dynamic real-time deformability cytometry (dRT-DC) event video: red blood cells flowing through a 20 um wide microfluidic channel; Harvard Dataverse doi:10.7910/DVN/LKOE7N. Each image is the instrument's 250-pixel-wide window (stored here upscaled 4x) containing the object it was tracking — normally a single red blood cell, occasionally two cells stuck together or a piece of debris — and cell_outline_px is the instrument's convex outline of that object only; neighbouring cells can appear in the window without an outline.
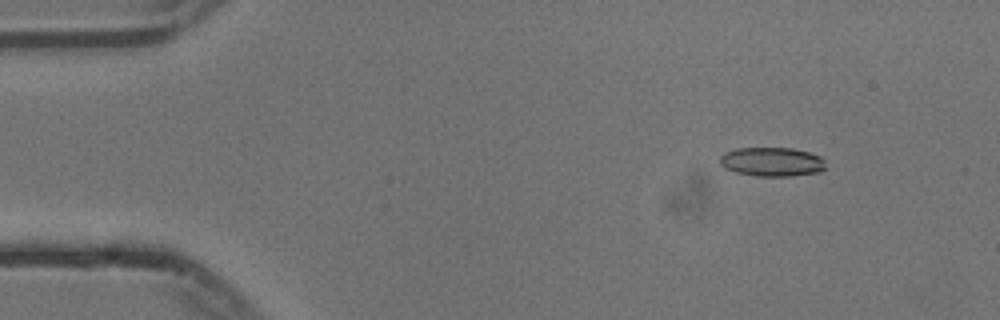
{"species": "common noctule bat (a hibernating species)", "species_latin": "Nyctalus noctula", "temperature_condition": "cold", "stored_images_in_passage": 51, "camera_frame_rate_fps": 3000, "um_per_image_px": 0.085, "animal": {"sex": "male", "body_mass_g": 13.3}, "frame": {"image": 1, "passage_image": 6, "time_ms": 1.667, "image_size_px": [1000, 320], "cell_outline_px": [[824, 168], [820, 172], [792, 176], [756, 176], [736, 172], [724, 168], [720, 164], [720, 156], [724, 152], [736, 148], [792, 148], [808, 152], [820, 156], [824, 160]], "centroid_in_image_um": [65.59, 13.75], "position_along_channel_um": 19.4, "area_um2": 17.98}}
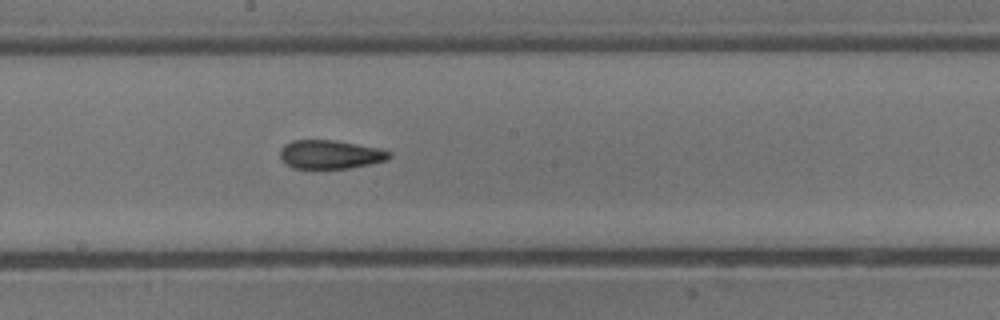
{"frame": {"image": 2, "passage_image": 29, "time_ms": 9.333, "image_size_px": [1000, 320], "cell_outline_px": [[392, 156], [388, 160], [348, 168], [292, 168], [280, 156], [280, 148], [284, 144], [292, 140], [332, 140], [380, 148], [388, 152]], "centroid_in_image_um": [28.06, 13.12], "position_along_channel_um": 220.1, "area_um2": 18.03}}
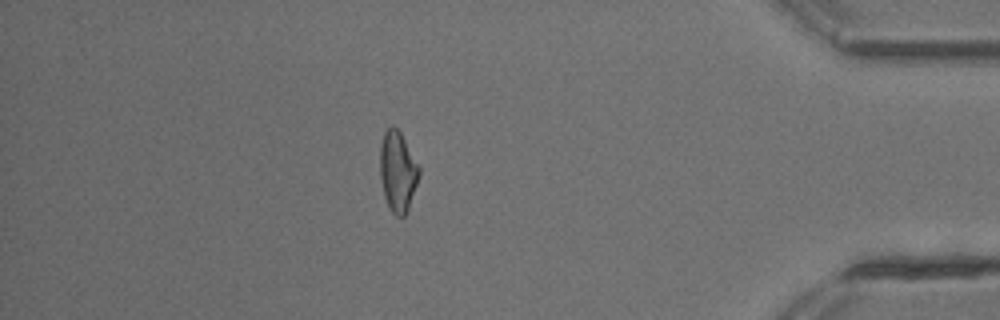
{"frame": {"image": 3, "passage_image": 47, "time_ms": 15.333, "image_size_px": [1000, 320], "cell_outline_px": [[420, 176], [408, 208], [404, 216], [396, 216], [392, 212], [384, 196], [380, 176], [380, 144], [384, 132], [392, 124], [400, 132], [420, 168]], "centroid_in_image_um": [33.8, 14.56], "position_along_channel_um": 401.4, "area_um2": 18.15}, "authors_computed_cell_mechanics": {"area_um2": 18.0914, "velocity_mm_per_s": 3.7643, "shape_relaxation_time_tau1_ms": null, "shape_relaxation_time_tau2_ms": 3.855, "deformation_change_tau1": null, "deformation_change_tau2": 0.1265}}